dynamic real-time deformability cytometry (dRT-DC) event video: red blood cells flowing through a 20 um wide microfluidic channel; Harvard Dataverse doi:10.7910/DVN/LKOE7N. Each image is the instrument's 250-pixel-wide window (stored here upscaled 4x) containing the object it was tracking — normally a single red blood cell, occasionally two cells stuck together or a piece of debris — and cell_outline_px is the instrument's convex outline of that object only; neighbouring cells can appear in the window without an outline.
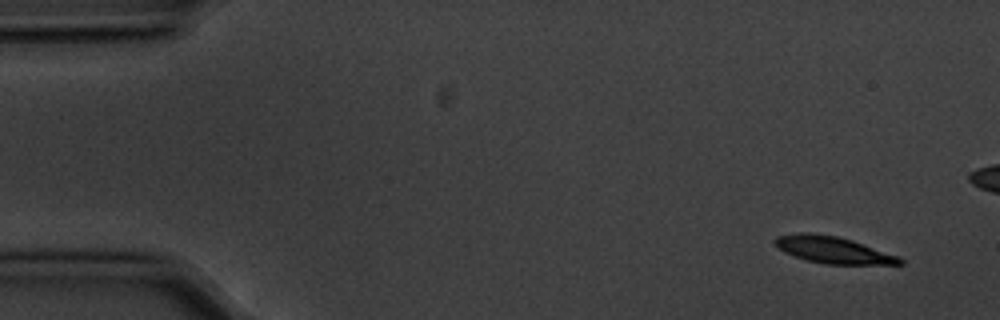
{"species": "common noctule bat (a hibernating species)", "species_latin": "Nyctalus noctula", "temperature_condition": "cold", "stored_images_in_passage": 5, "camera_frame_rate_fps": 3000, "um_per_image_px": 0.085, "animal": {"sex": "male", "body_mass_g": 20.1, "forearm_length_mm": 53.5}, "frame": {"image": 1, "passage_image": 1, "time_ms": 0.0, "image_size_px": [1000, 320], "cell_outline_px": [[904, 264], [824, 264], [804, 260], [784, 252], [776, 248], [772, 240], [776, 236], [800, 232], [808, 232], [836, 236], [852, 240], [900, 256], [904, 260]], "centroid_in_image_um": [70.77, 21.24], "position_along_channel_um": 14.2, "area_um2": 19.77}}